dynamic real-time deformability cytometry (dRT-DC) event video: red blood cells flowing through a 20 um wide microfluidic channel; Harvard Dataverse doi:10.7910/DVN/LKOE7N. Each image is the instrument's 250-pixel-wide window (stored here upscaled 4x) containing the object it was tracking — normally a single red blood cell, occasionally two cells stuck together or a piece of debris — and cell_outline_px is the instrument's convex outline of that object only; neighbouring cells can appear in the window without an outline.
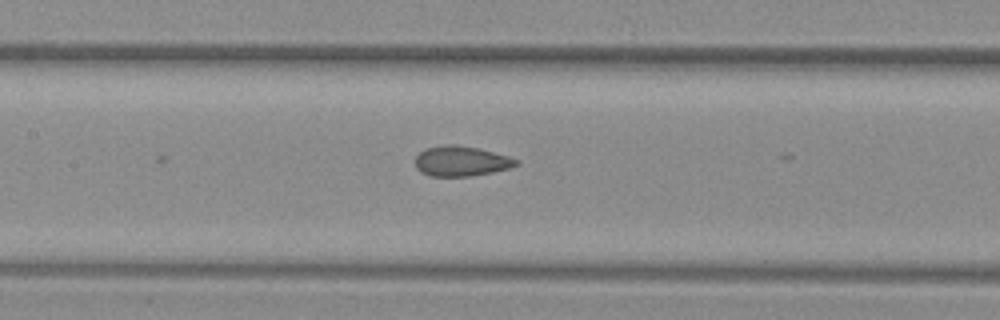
{"species": "common noctule bat (a hibernating species)", "species_latin": "Nyctalus noctula", "temperature_condition": "warm", "stored_images_in_passage": 8, "camera_frame_rate_fps": 3000, "um_per_image_px": 0.085, "animal": {"sex": "female", "body_mass_g": 29.2, "forearm_length_mm": 56.3}, "frame": {"image": 1, "passage_image": 8, "time_ms": 2.333, "image_size_px": [1000, 320], "cell_outline_px": [[520, 164], [508, 168], [492, 172], [468, 176], [428, 176], [420, 172], [416, 168], [416, 156], [424, 148], [448, 144], [456, 144], [480, 148], [508, 156], [520, 160]], "centroid_in_image_um": [39.19, 13.69], "position_along_channel_um": 168.2, "area_um2": 17.86}}